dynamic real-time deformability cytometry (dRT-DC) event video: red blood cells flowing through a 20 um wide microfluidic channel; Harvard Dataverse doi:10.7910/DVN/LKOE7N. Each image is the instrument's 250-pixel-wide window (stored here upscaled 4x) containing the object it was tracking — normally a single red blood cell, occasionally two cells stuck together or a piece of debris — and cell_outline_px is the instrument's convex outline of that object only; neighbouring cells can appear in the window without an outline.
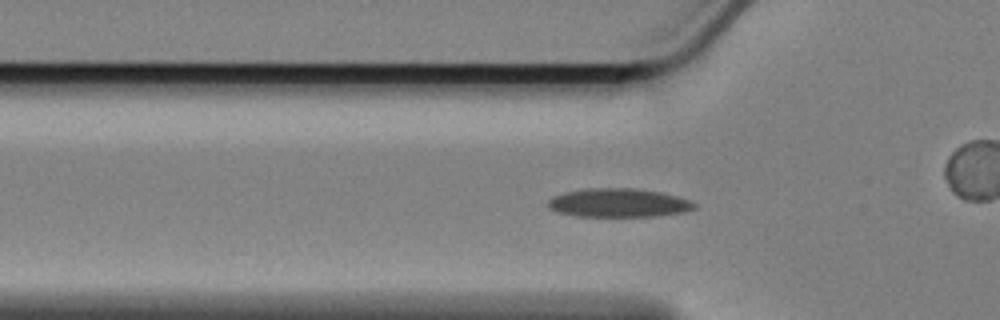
{"species": "Egyptian fruit bat (a non-hibernating species)", "species_latin": "Rousettus aegyptiacus", "temperature_condition": "cold", "stored_images_in_passage": 44, "camera_frame_rate_fps": 3000, "um_per_image_px": 0.085, "animal": {"sex": "female"}, "frame": {"image": 1, "passage_image": 5, "time_ms": 1.333, "image_size_px": [1000, 320], "cell_outline_px": [[696, 208], [684, 212], [656, 216], [576, 216], [556, 212], [548, 208], [548, 200], [552, 196], [564, 192], [588, 188], [632, 188], [660, 192], [692, 200], [696, 204]], "centroid_in_image_um": [52.56, 17.24], "position_along_channel_um": 73.2, "area_um2": 24.57}}
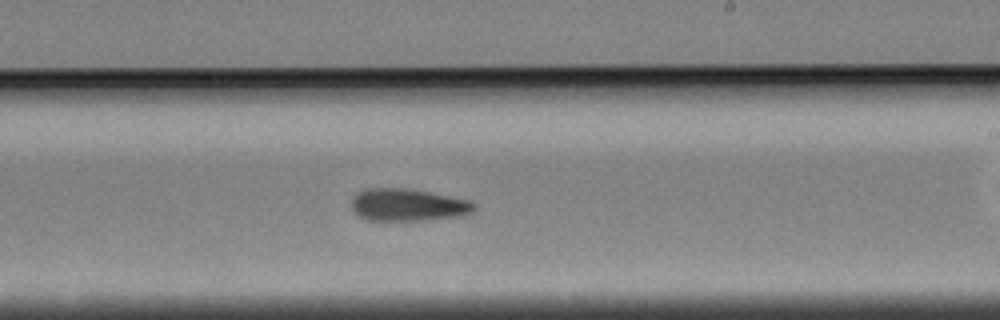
{"frame": {"image": 2, "passage_image": 21, "time_ms": 6.667, "image_size_px": [1000, 320], "cell_outline_px": [[476, 208], [472, 212], [456, 216], [428, 220], [364, 220], [356, 216], [352, 212], [352, 200], [360, 192], [368, 188], [404, 188], [428, 192], [468, 200], [476, 204]], "centroid_in_image_um": [34.63, 17.43], "position_along_channel_um": 254.4, "area_um2": 22.95}}
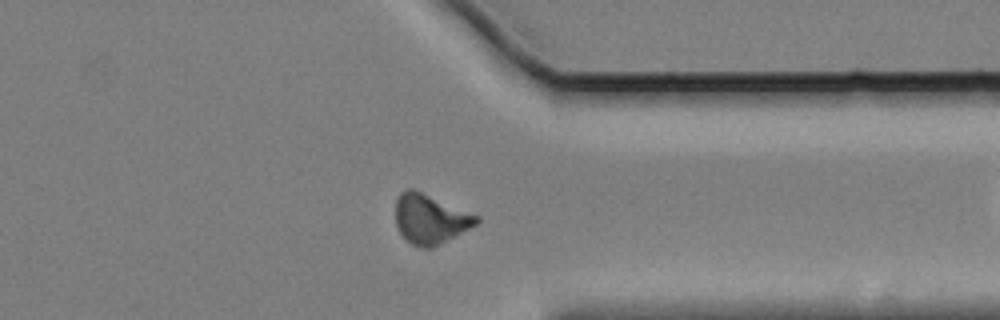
{"frame": {"image": 3, "passage_image": 32, "time_ms": 10.333, "image_size_px": [1000, 320], "cell_outline_px": [[480, 220], [476, 224], [440, 244], [432, 248], [420, 248], [412, 244], [400, 232], [396, 224], [396, 200], [400, 192], [408, 188], [412, 188], [480, 216]], "centroid_in_image_um": [36.56, 18.6], "position_along_channel_um": 374.8, "area_um2": 23.12}}